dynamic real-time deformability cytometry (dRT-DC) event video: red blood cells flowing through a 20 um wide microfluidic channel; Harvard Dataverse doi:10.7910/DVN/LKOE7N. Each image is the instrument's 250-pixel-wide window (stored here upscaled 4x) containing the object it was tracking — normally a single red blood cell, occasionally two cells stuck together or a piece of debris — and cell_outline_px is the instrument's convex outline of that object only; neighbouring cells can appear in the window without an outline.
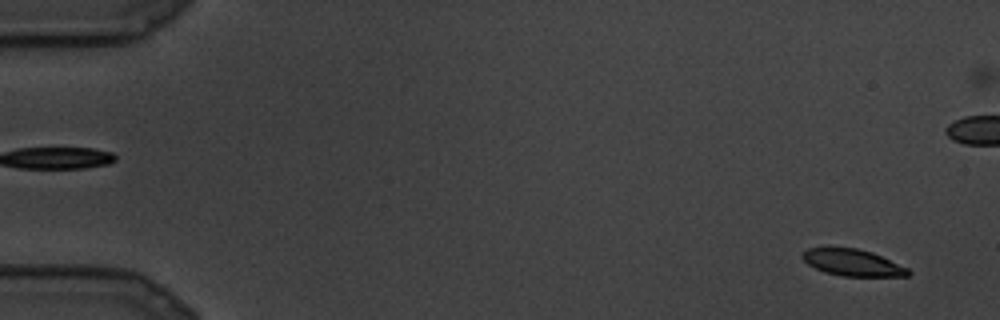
{"species": "common noctule bat (a hibernating species)", "species_latin": "Nyctalus noctula", "temperature_condition": "cold", "stored_images_in_passage": 9, "camera_frame_rate_fps": 3000, "um_per_image_px": 0.085, "animal": {"sex": "male", "body_mass_g": 19.5, "forearm_length_mm": 54.6}, "frame": {"image": 1, "passage_image": 1, "time_ms": 0.0, "image_size_px": [1000, 320], "cell_outline_px": [[912, 272], [908, 276], [844, 276], [824, 272], [808, 264], [800, 256], [800, 252], [808, 248], [856, 248], [872, 252], [908, 268]], "centroid_in_image_um": [72.46, 22.32], "position_along_channel_um": 12.5, "area_um2": 16.36}}
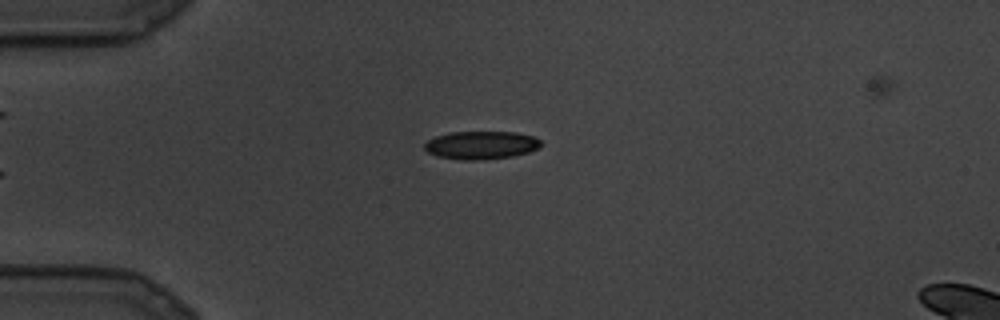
{"frame": {"image": 2, "passage_image": 9, "time_ms": 2.667, "image_size_px": [1000, 320], "cell_outline_px": [[544, 144], [540, 148], [528, 152], [512, 156], [476, 160], [460, 160], [436, 156], [428, 152], [424, 148], [424, 144], [428, 140], [436, 136], [448, 132], [516, 132], [532, 136], [540, 140]], "centroid_in_image_um": [40.9, 12.33], "position_along_channel_um": 44.1, "area_um2": 19.13}}